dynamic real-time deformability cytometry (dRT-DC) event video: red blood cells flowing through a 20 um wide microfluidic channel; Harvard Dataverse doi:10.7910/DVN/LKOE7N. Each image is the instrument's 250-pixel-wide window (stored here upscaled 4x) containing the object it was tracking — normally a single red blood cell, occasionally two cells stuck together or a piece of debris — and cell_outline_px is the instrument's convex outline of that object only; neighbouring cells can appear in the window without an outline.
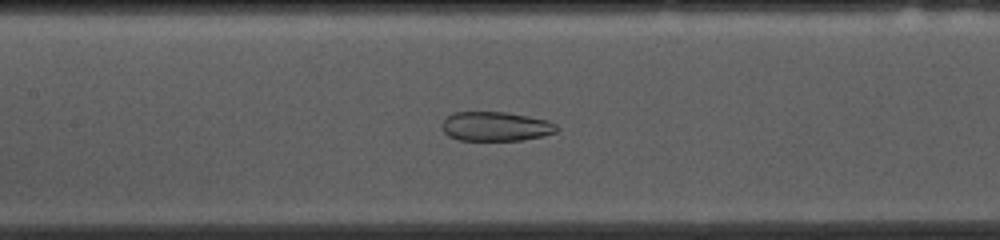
{"species": "common noctule bat (a hibernating species)", "species_latin": "Nyctalus noctula", "temperature_condition": "cold", "stored_images_in_passage": 53, "camera_frame_rate_fps": 3000, "um_per_image_px": 0.085, "animal": {"sex": "female", "body_mass_g": 10.0, "forearm_length_mm": 53.1}, "frame": {"image": 1, "passage_image": 23, "time_ms": 7.333, "image_size_px": [1000, 240], "cell_outline_px": [[560, 128], [556, 132], [544, 136], [520, 140], [460, 140], [448, 136], [440, 128], [440, 124], [448, 116], [456, 112], [504, 112], [528, 116], [548, 120], [556, 124]], "centroid_in_image_um": [42.14, 10.75], "position_along_channel_um": 165.3, "area_um2": 19.71}}
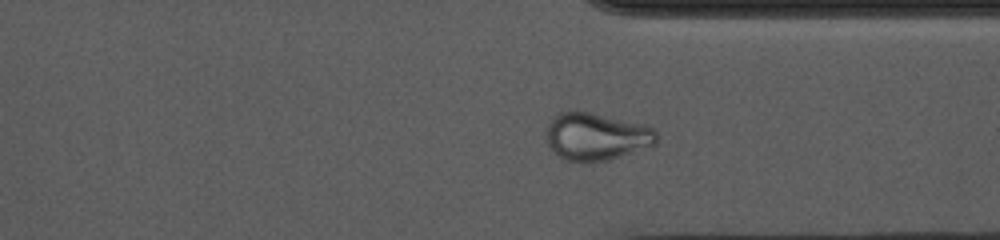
{"frame": {"image": 2, "passage_image": 39, "time_ms": 12.667, "image_size_px": [1000, 240], "cell_outline_px": [[656, 144], [608, 160], [564, 160], [544, 140], [544, 136], [548, 124], [560, 112], [588, 112], [640, 124], [652, 128], [656, 132]], "centroid_in_image_um": [50.65, 11.6], "position_along_channel_um": 360.8, "area_um2": 29.59}}
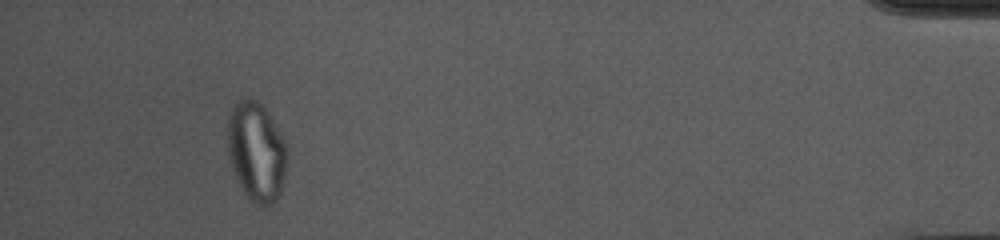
{"frame": {"image": 3, "passage_image": 49, "time_ms": 16.0, "image_size_px": [1000, 240], "cell_outline_px": [[288, 152], [284, 176], [280, 192], [276, 200], [272, 204], [256, 204], [240, 188], [232, 168], [228, 152], [228, 116], [232, 104], [236, 100], [244, 96], [248, 96], [256, 100], [268, 112], [284, 140], [288, 148]], "centroid_in_image_um": [21.78, 12.83], "position_along_channel_um": 413.4, "area_um2": 34.56}, "authors_computed_cell_mechanics": {"area_um2": 28.7266, "velocity_mm_per_s": 3.6812, "shape_relaxation_time_tau1_ms": null, "shape_relaxation_time_tau2_ms": 1.6799, "deformation_change_tau1": null, "deformation_change_tau2": 0.065}}